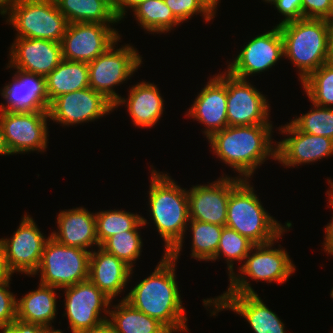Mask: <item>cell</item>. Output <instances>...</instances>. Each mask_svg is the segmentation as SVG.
Masks as SVG:
<instances>
[{
	"label": "cell",
	"mask_w": 333,
	"mask_h": 333,
	"mask_svg": "<svg viewBox=\"0 0 333 333\" xmlns=\"http://www.w3.org/2000/svg\"><path fill=\"white\" fill-rule=\"evenodd\" d=\"M150 276L122 298L132 307L162 323L171 333L187 332V317L176 281V260L163 254Z\"/></svg>",
	"instance_id": "6da1fadb"
},
{
	"label": "cell",
	"mask_w": 333,
	"mask_h": 333,
	"mask_svg": "<svg viewBox=\"0 0 333 333\" xmlns=\"http://www.w3.org/2000/svg\"><path fill=\"white\" fill-rule=\"evenodd\" d=\"M272 124L227 126L207 140L220 161L237 171L241 179L252 178L267 158L276 161V143L271 139Z\"/></svg>",
	"instance_id": "7a4b0ae2"
},
{
	"label": "cell",
	"mask_w": 333,
	"mask_h": 333,
	"mask_svg": "<svg viewBox=\"0 0 333 333\" xmlns=\"http://www.w3.org/2000/svg\"><path fill=\"white\" fill-rule=\"evenodd\" d=\"M151 172L148 196L150 215L164 240V254L177 261L190 221L187 190L177 185L168 174L154 169Z\"/></svg>",
	"instance_id": "3957f363"
},
{
	"label": "cell",
	"mask_w": 333,
	"mask_h": 333,
	"mask_svg": "<svg viewBox=\"0 0 333 333\" xmlns=\"http://www.w3.org/2000/svg\"><path fill=\"white\" fill-rule=\"evenodd\" d=\"M277 25L283 39L284 56L298 68L301 82L328 63L330 20L302 18Z\"/></svg>",
	"instance_id": "277c9868"
},
{
	"label": "cell",
	"mask_w": 333,
	"mask_h": 333,
	"mask_svg": "<svg viewBox=\"0 0 333 333\" xmlns=\"http://www.w3.org/2000/svg\"><path fill=\"white\" fill-rule=\"evenodd\" d=\"M249 181L243 179L230 192L225 226L247 237L255 245L280 239L291 228V222H286L283 227L270 216Z\"/></svg>",
	"instance_id": "5b68a950"
},
{
	"label": "cell",
	"mask_w": 333,
	"mask_h": 333,
	"mask_svg": "<svg viewBox=\"0 0 333 333\" xmlns=\"http://www.w3.org/2000/svg\"><path fill=\"white\" fill-rule=\"evenodd\" d=\"M17 31L16 37L50 40L61 43L68 21L55 0H19L1 15Z\"/></svg>",
	"instance_id": "8992f818"
},
{
	"label": "cell",
	"mask_w": 333,
	"mask_h": 333,
	"mask_svg": "<svg viewBox=\"0 0 333 333\" xmlns=\"http://www.w3.org/2000/svg\"><path fill=\"white\" fill-rule=\"evenodd\" d=\"M278 239L267 243L257 244L252 247L245 258L244 264L239 267V274H233L229 278V286L224 293L256 294L246 277L255 281H272L282 284L295 272L296 268L290 259L289 254L281 246L276 249L274 246ZM247 275V276H246Z\"/></svg>",
	"instance_id": "52a82bcc"
},
{
	"label": "cell",
	"mask_w": 333,
	"mask_h": 333,
	"mask_svg": "<svg viewBox=\"0 0 333 333\" xmlns=\"http://www.w3.org/2000/svg\"><path fill=\"white\" fill-rule=\"evenodd\" d=\"M90 253L89 249L66 246L50 236L33 275L40 273L41 284L61 290L86 281L89 279Z\"/></svg>",
	"instance_id": "ba28073f"
},
{
	"label": "cell",
	"mask_w": 333,
	"mask_h": 333,
	"mask_svg": "<svg viewBox=\"0 0 333 333\" xmlns=\"http://www.w3.org/2000/svg\"><path fill=\"white\" fill-rule=\"evenodd\" d=\"M120 38L104 53L88 64L89 87L103 94L114 105L121 96L114 91V87L122 84L142 64V57L133 46L126 44L115 49Z\"/></svg>",
	"instance_id": "9c48e42d"
},
{
	"label": "cell",
	"mask_w": 333,
	"mask_h": 333,
	"mask_svg": "<svg viewBox=\"0 0 333 333\" xmlns=\"http://www.w3.org/2000/svg\"><path fill=\"white\" fill-rule=\"evenodd\" d=\"M48 111H2L0 121L11 153L44 152L48 142Z\"/></svg>",
	"instance_id": "30bf717a"
},
{
	"label": "cell",
	"mask_w": 333,
	"mask_h": 333,
	"mask_svg": "<svg viewBox=\"0 0 333 333\" xmlns=\"http://www.w3.org/2000/svg\"><path fill=\"white\" fill-rule=\"evenodd\" d=\"M65 290V311L72 333L93 328L108 320L112 300L89 279ZM103 310V311H102ZM104 312L106 316H101Z\"/></svg>",
	"instance_id": "8fae6325"
},
{
	"label": "cell",
	"mask_w": 333,
	"mask_h": 333,
	"mask_svg": "<svg viewBox=\"0 0 333 333\" xmlns=\"http://www.w3.org/2000/svg\"><path fill=\"white\" fill-rule=\"evenodd\" d=\"M120 38L109 24L69 23L61 41L62 57L68 61L89 63Z\"/></svg>",
	"instance_id": "7c38bea8"
},
{
	"label": "cell",
	"mask_w": 333,
	"mask_h": 333,
	"mask_svg": "<svg viewBox=\"0 0 333 333\" xmlns=\"http://www.w3.org/2000/svg\"><path fill=\"white\" fill-rule=\"evenodd\" d=\"M114 104L103 94L88 87L62 94L49 106V120L64 126L91 122L114 110Z\"/></svg>",
	"instance_id": "4fadbf2b"
},
{
	"label": "cell",
	"mask_w": 333,
	"mask_h": 333,
	"mask_svg": "<svg viewBox=\"0 0 333 333\" xmlns=\"http://www.w3.org/2000/svg\"><path fill=\"white\" fill-rule=\"evenodd\" d=\"M228 126L272 124L267 98L249 80L226 71ZM270 121V122H269Z\"/></svg>",
	"instance_id": "5bb4252c"
},
{
	"label": "cell",
	"mask_w": 333,
	"mask_h": 333,
	"mask_svg": "<svg viewBox=\"0 0 333 333\" xmlns=\"http://www.w3.org/2000/svg\"><path fill=\"white\" fill-rule=\"evenodd\" d=\"M242 180L225 175L210 184H198L187 190L190 220L225 226L230 192Z\"/></svg>",
	"instance_id": "9a60e30c"
},
{
	"label": "cell",
	"mask_w": 333,
	"mask_h": 333,
	"mask_svg": "<svg viewBox=\"0 0 333 333\" xmlns=\"http://www.w3.org/2000/svg\"><path fill=\"white\" fill-rule=\"evenodd\" d=\"M282 56L284 57L283 39L277 25L271 31L250 40L228 64L227 72L236 78L247 80L249 75L275 66Z\"/></svg>",
	"instance_id": "2e32d148"
},
{
	"label": "cell",
	"mask_w": 333,
	"mask_h": 333,
	"mask_svg": "<svg viewBox=\"0 0 333 333\" xmlns=\"http://www.w3.org/2000/svg\"><path fill=\"white\" fill-rule=\"evenodd\" d=\"M206 307H214L210 316L222 310H232L241 315L250 324L255 333H285L280 318L269 309L258 294L223 293L214 299H203Z\"/></svg>",
	"instance_id": "e0dca14e"
},
{
	"label": "cell",
	"mask_w": 333,
	"mask_h": 333,
	"mask_svg": "<svg viewBox=\"0 0 333 333\" xmlns=\"http://www.w3.org/2000/svg\"><path fill=\"white\" fill-rule=\"evenodd\" d=\"M49 237H44L30 215H24L13 236L1 238L10 269L14 273L17 271L33 276L40 265Z\"/></svg>",
	"instance_id": "ac0fdd59"
},
{
	"label": "cell",
	"mask_w": 333,
	"mask_h": 333,
	"mask_svg": "<svg viewBox=\"0 0 333 333\" xmlns=\"http://www.w3.org/2000/svg\"><path fill=\"white\" fill-rule=\"evenodd\" d=\"M279 128L281 134L289 136L276 143V160L285 167L310 164L333 155L331 138L301 132L291 122Z\"/></svg>",
	"instance_id": "d6986e66"
},
{
	"label": "cell",
	"mask_w": 333,
	"mask_h": 333,
	"mask_svg": "<svg viewBox=\"0 0 333 333\" xmlns=\"http://www.w3.org/2000/svg\"><path fill=\"white\" fill-rule=\"evenodd\" d=\"M10 47L8 68L43 77L49 75L63 60L61 43L43 39L15 37Z\"/></svg>",
	"instance_id": "ffe728a7"
},
{
	"label": "cell",
	"mask_w": 333,
	"mask_h": 333,
	"mask_svg": "<svg viewBox=\"0 0 333 333\" xmlns=\"http://www.w3.org/2000/svg\"><path fill=\"white\" fill-rule=\"evenodd\" d=\"M226 71L210 78L195 98L187 114L206 127L203 133L208 139L213 133L228 126Z\"/></svg>",
	"instance_id": "44dd1931"
},
{
	"label": "cell",
	"mask_w": 333,
	"mask_h": 333,
	"mask_svg": "<svg viewBox=\"0 0 333 333\" xmlns=\"http://www.w3.org/2000/svg\"><path fill=\"white\" fill-rule=\"evenodd\" d=\"M12 82L2 89L1 96L6 104H0L2 111H48L49 99L46 93L45 77L16 69Z\"/></svg>",
	"instance_id": "7402d4cb"
},
{
	"label": "cell",
	"mask_w": 333,
	"mask_h": 333,
	"mask_svg": "<svg viewBox=\"0 0 333 333\" xmlns=\"http://www.w3.org/2000/svg\"><path fill=\"white\" fill-rule=\"evenodd\" d=\"M58 230L50 236L61 244L87 250L100 247L96 233L95 213L84 207L63 210L57 216Z\"/></svg>",
	"instance_id": "603a6c76"
},
{
	"label": "cell",
	"mask_w": 333,
	"mask_h": 333,
	"mask_svg": "<svg viewBox=\"0 0 333 333\" xmlns=\"http://www.w3.org/2000/svg\"><path fill=\"white\" fill-rule=\"evenodd\" d=\"M97 250L90 253L89 280L112 300L126 288L133 269L101 247Z\"/></svg>",
	"instance_id": "cb8c5ba5"
},
{
	"label": "cell",
	"mask_w": 333,
	"mask_h": 333,
	"mask_svg": "<svg viewBox=\"0 0 333 333\" xmlns=\"http://www.w3.org/2000/svg\"><path fill=\"white\" fill-rule=\"evenodd\" d=\"M128 92V98L120 97L114 108L126 103L127 112L130 114L134 126H138V128L154 126L165 109L164 99L157 85L142 81L134 84Z\"/></svg>",
	"instance_id": "d4e9b609"
},
{
	"label": "cell",
	"mask_w": 333,
	"mask_h": 333,
	"mask_svg": "<svg viewBox=\"0 0 333 333\" xmlns=\"http://www.w3.org/2000/svg\"><path fill=\"white\" fill-rule=\"evenodd\" d=\"M37 290H32L16 303V319L22 322L52 327L56 318V293L58 288L39 284Z\"/></svg>",
	"instance_id": "484cf974"
},
{
	"label": "cell",
	"mask_w": 333,
	"mask_h": 333,
	"mask_svg": "<svg viewBox=\"0 0 333 333\" xmlns=\"http://www.w3.org/2000/svg\"><path fill=\"white\" fill-rule=\"evenodd\" d=\"M46 93L50 103L58 96L89 87L88 64L63 59L45 77Z\"/></svg>",
	"instance_id": "4316f807"
},
{
	"label": "cell",
	"mask_w": 333,
	"mask_h": 333,
	"mask_svg": "<svg viewBox=\"0 0 333 333\" xmlns=\"http://www.w3.org/2000/svg\"><path fill=\"white\" fill-rule=\"evenodd\" d=\"M68 23L115 24L120 22L113 11V0H55Z\"/></svg>",
	"instance_id": "83f0119b"
},
{
	"label": "cell",
	"mask_w": 333,
	"mask_h": 333,
	"mask_svg": "<svg viewBox=\"0 0 333 333\" xmlns=\"http://www.w3.org/2000/svg\"><path fill=\"white\" fill-rule=\"evenodd\" d=\"M113 308L109 310L108 321L115 333H171L158 320L132 307L125 300L121 299Z\"/></svg>",
	"instance_id": "f1b7e54d"
},
{
	"label": "cell",
	"mask_w": 333,
	"mask_h": 333,
	"mask_svg": "<svg viewBox=\"0 0 333 333\" xmlns=\"http://www.w3.org/2000/svg\"><path fill=\"white\" fill-rule=\"evenodd\" d=\"M139 26L148 33H167L181 22L174 16L164 0H145L133 10Z\"/></svg>",
	"instance_id": "f546056e"
},
{
	"label": "cell",
	"mask_w": 333,
	"mask_h": 333,
	"mask_svg": "<svg viewBox=\"0 0 333 333\" xmlns=\"http://www.w3.org/2000/svg\"><path fill=\"white\" fill-rule=\"evenodd\" d=\"M96 233L99 245L112 235L124 231H138L146 225L147 219L125 210H103L95 213Z\"/></svg>",
	"instance_id": "4dcf8cb0"
},
{
	"label": "cell",
	"mask_w": 333,
	"mask_h": 333,
	"mask_svg": "<svg viewBox=\"0 0 333 333\" xmlns=\"http://www.w3.org/2000/svg\"><path fill=\"white\" fill-rule=\"evenodd\" d=\"M189 223L192 231L191 257L198 261L211 260L216 255L224 226L197 220H190Z\"/></svg>",
	"instance_id": "1f68e13d"
},
{
	"label": "cell",
	"mask_w": 333,
	"mask_h": 333,
	"mask_svg": "<svg viewBox=\"0 0 333 333\" xmlns=\"http://www.w3.org/2000/svg\"><path fill=\"white\" fill-rule=\"evenodd\" d=\"M301 84L312 105L320 107L333 105V67L330 64L320 66Z\"/></svg>",
	"instance_id": "d6a6232c"
},
{
	"label": "cell",
	"mask_w": 333,
	"mask_h": 333,
	"mask_svg": "<svg viewBox=\"0 0 333 333\" xmlns=\"http://www.w3.org/2000/svg\"><path fill=\"white\" fill-rule=\"evenodd\" d=\"M254 245L247 237L242 236L234 229L224 226L216 255L210 261H215L219 257L224 256L230 278L235 273L233 268L234 261L244 262Z\"/></svg>",
	"instance_id": "836d02e7"
},
{
	"label": "cell",
	"mask_w": 333,
	"mask_h": 333,
	"mask_svg": "<svg viewBox=\"0 0 333 333\" xmlns=\"http://www.w3.org/2000/svg\"><path fill=\"white\" fill-rule=\"evenodd\" d=\"M139 231H124L107 238L100 247L123 260L133 269V263L141 256L142 238Z\"/></svg>",
	"instance_id": "e575fe53"
},
{
	"label": "cell",
	"mask_w": 333,
	"mask_h": 333,
	"mask_svg": "<svg viewBox=\"0 0 333 333\" xmlns=\"http://www.w3.org/2000/svg\"><path fill=\"white\" fill-rule=\"evenodd\" d=\"M313 106L311 111L290 122L301 132L321 135L333 140V107Z\"/></svg>",
	"instance_id": "d590c367"
},
{
	"label": "cell",
	"mask_w": 333,
	"mask_h": 333,
	"mask_svg": "<svg viewBox=\"0 0 333 333\" xmlns=\"http://www.w3.org/2000/svg\"><path fill=\"white\" fill-rule=\"evenodd\" d=\"M165 4L173 12L174 16L183 23L191 19L194 14H202L206 22L213 16L198 2V0H164Z\"/></svg>",
	"instance_id": "8d00e7d4"
},
{
	"label": "cell",
	"mask_w": 333,
	"mask_h": 333,
	"mask_svg": "<svg viewBox=\"0 0 333 333\" xmlns=\"http://www.w3.org/2000/svg\"><path fill=\"white\" fill-rule=\"evenodd\" d=\"M9 282L0 283V327L9 325L16 320L17 298L8 291Z\"/></svg>",
	"instance_id": "74e56055"
},
{
	"label": "cell",
	"mask_w": 333,
	"mask_h": 333,
	"mask_svg": "<svg viewBox=\"0 0 333 333\" xmlns=\"http://www.w3.org/2000/svg\"><path fill=\"white\" fill-rule=\"evenodd\" d=\"M302 18H333V0H302Z\"/></svg>",
	"instance_id": "f35d334b"
},
{
	"label": "cell",
	"mask_w": 333,
	"mask_h": 333,
	"mask_svg": "<svg viewBox=\"0 0 333 333\" xmlns=\"http://www.w3.org/2000/svg\"><path fill=\"white\" fill-rule=\"evenodd\" d=\"M271 4L285 16L279 24L302 19V0H274Z\"/></svg>",
	"instance_id": "ab89813d"
},
{
	"label": "cell",
	"mask_w": 333,
	"mask_h": 333,
	"mask_svg": "<svg viewBox=\"0 0 333 333\" xmlns=\"http://www.w3.org/2000/svg\"><path fill=\"white\" fill-rule=\"evenodd\" d=\"M45 327L15 320L9 325L0 327L1 333H42Z\"/></svg>",
	"instance_id": "60d3db41"
},
{
	"label": "cell",
	"mask_w": 333,
	"mask_h": 333,
	"mask_svg": "<svg viewBox=\"0 0 333 333\" xmlns=\"http://www.w3.org/2000/svg\"><path fill=\"white\" fill-rule=\"evenodd\" d=\"M328 184H330L331 188L326 192L329 196V206L333 209V182L331 179H328ZM330 223L325 227V238H324V250L328 254L333 256V216L331 217Z\"/></svg>",
	"instance_id": "b9f144b4"
},
{
	"label": "cell",
	"mask_w": 333,
	"mask_h": 333,
	"mask_svg": "<svg viewBox=\"0 0 333 333\" xmlns=\"http://www.w3.org/2000/svg\"><path fill=\"white\" fill-rule=\"evenodd\" d=\"M144 1L145 0H113V11L116 17L121 21L125 18L127 9L129 10L132 8L133 10L137 5Z\"/></svg>",
	"instance_id": "7bdbcfd3"
},
{
	"label": "cell",
	"mask_w": 333,
	"mask_h": 333,
	"mask_svg": "<svg viewBox=\"0 0 333 333\" xmlns=\"http://www.w3.org/2000/svg\"><path fill=\"white\" fill-rule=\"evenodd\" d=\"M12 274L14 272L8 265L4 244L0 239V283L10 281Z\"/></svg>",
	"instance_id": "ee69618b"
},
{
	"label": "cell",
	"mask_w": 333,
	"mask_h": 333,
	"mask_svg": "<svg viewBox=\"0 0 333 333\" xmlns=\"http://www.w3.org/2000/svg\"><path fill=\"white\" fill-rule=\"evenodd\" d=\"M76 333H115V331L109 321L106 320L96 327L78 331Z\"/></svg>",
	"instance_id": "f6af8a7d"
},
{
	"label": "cell",
	"mask_w": 333,
	"mask_h": 333,
	"mask_svg": "<svg viewBox=\"0 0 333 333\" xmlns=\"http://www.w3.org/2000/svg\"><path fill=\"white\" fill-rule=\"evenodd\" d=\"M220 0H198V2L214 17Z\"/></svg>",
	"instance_id": "bcb514c9"
},
{
	"label": "cell",
	"mask_w": 333,
	"mask_h": 333,
	"mask_svg": "<svg viewBox=\"0 0 333 333\" xmlns=\"http://www.w3.org/2000/svg\"><path fill=\"white\" fill-rule=\"evenodd\" d=\"M0 155H11L4 137L3 127L0 121Z\"/></svg>",
	"instance_id": "7dc6e473"
},
{
	"label": "cell",
	"mask_w": 333,
	"mask_h": 333,
	"mask_svg": "<svg viewBox=\"0 0 333 333\" xmlns=\"http://www.w3.org/2000/svg\"><path fill=\"white\" fill-rule=\"evenodd\" d=\"M19 0H0V14L11 4Z\"/></svg>",
	"instance_id": "c3c4849f"
},
{
	"label": "cell",
	"mask_w": 333,
	"mask_h": 333,
	"mask_svg": "<svg viewBox=\"0 0 333 333\" xmlns=\"http://www.w3.org/2000/svg\"><path fill=\"white\" fill-rule=\"evenodd\" d=\"M328 64H330L333 67V38H331L330 40Z\"/></svg>",
	"instance_id": "681fc988"
},
{
	"label": "cell",
	"mask_w": 333,
	"mask_h": 333,
	"mask_svg": "<svg viewBox=\"0 0 333 333\" xmlns=\"http://www.w3.org/2000/svg\"><path fill=\"white\" fill-rule=\"evenodd\" d=\"M42 333H63V332L59 329L56 330L53 327H45Z\"/></svg>",
	"instance_id": "f907efd6"
},
{
	"label": "cell",
	"mask_w": 333,
	"mask_h": 333,
	"mask_svg": "<svg viewBox=\"0 0 333 333\" xmlns=\"http://www.w3.org/2000/svg\"><path fill=\"white\" fill-rule=\"evenodd\" d=\"M330 22H331V27H332V36H331V38H333V18L330 20Z\"/></svg>",
	"instance_id": "816d5d0a"
},
{
	"label": "cell",
	"mask_w": 333,
	"mask_h": 333,
	"mask_svg": "<svg viewBox=\"0 0 333 333\" xmlns=\"http://www.w3.org/2000/svg\"><path fill=\"white\" fill-rule=\"evenodd\" d=\"M274 0H264V2L272 3Z\"/></svg>",
	"instance_id": "f5cc1de1"
},
{
	"label": "cell",
	"mask_w": 333,
	"mask_h": 333,
	"mask_svg": "<svg viewBox=\"0 0 333 333\" xmlns=\"http://www.w3.org/2000/svg\"><path fill=\"white\" fill-rule=\"evenodd\" d=\"M330 293H331V294H330V295H331V297L333 298V288H332V290H331V292H330Z\"/></svg>",
	"instance_id": "db71d44e"
}]
</instances>
